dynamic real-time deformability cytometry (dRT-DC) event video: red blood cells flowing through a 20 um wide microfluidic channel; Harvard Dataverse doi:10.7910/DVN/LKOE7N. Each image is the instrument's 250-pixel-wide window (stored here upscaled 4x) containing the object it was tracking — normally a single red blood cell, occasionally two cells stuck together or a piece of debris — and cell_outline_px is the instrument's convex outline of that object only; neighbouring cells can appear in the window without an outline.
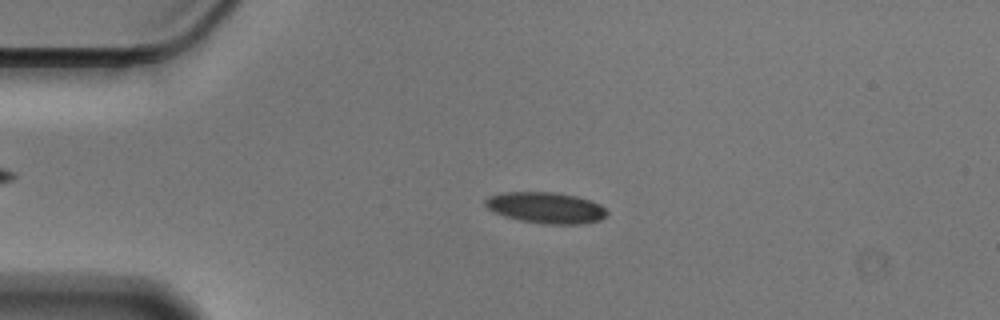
{"species": "Egyptian fruit bat (a non-hibernating species)", "species_latin": "Rousettus aegyptiacus", "temperature_condition": "cold", "stored_images_in_passage": 56, "camera_frame_rate_fps": 3000, "um_per_image_px": 0.085, "animal": {"sex": "male"}, "frame": {"image": 1, "passage_image": 12, "time_ms": 3.667, "image_size_px": [1000, 320], "cell_outline_px": [[608, 212], [600, 220], [580, 224], [544, 224], [520, 220], [504, 216], [488, 208], [484, 204], [484, 200], [488, 196], [504, 192], [556, 192], [576, 196], [600, 204]], "centroid_in_image_um": [46.38, 17.65], "position_along_channel_um": 38.6, "area_um2": 21.96}}
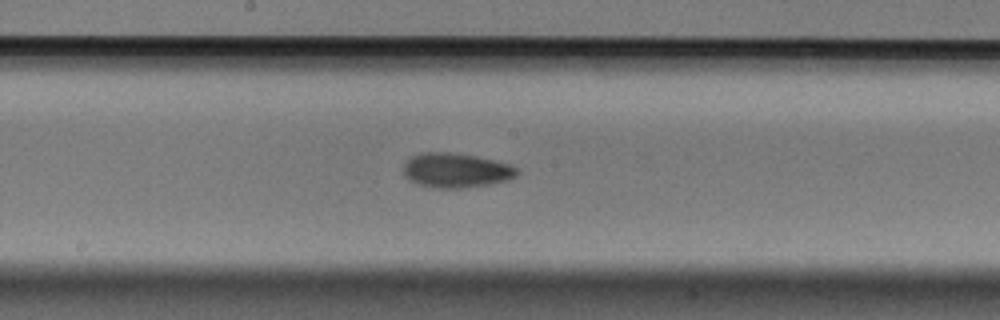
{"frame": {"image": 2, "passage_image": 29, "time_ms": 9.333, "image_size_px": [1000, 320], "cell_outline_px": [[520, 172], [516, 176], [508, 180], [492, 184], [460, 188], [432, 188], [420, 184], [404, 176], [404, 164], [412, 156], [420, 152], [448, 152], [476, 156], [496, 160], [508, 164], [516, 168]], "centroid_in_image_um": [38.78, 14.48], "position_along_channel_um": 209.4, "area_um2": 22.89}}
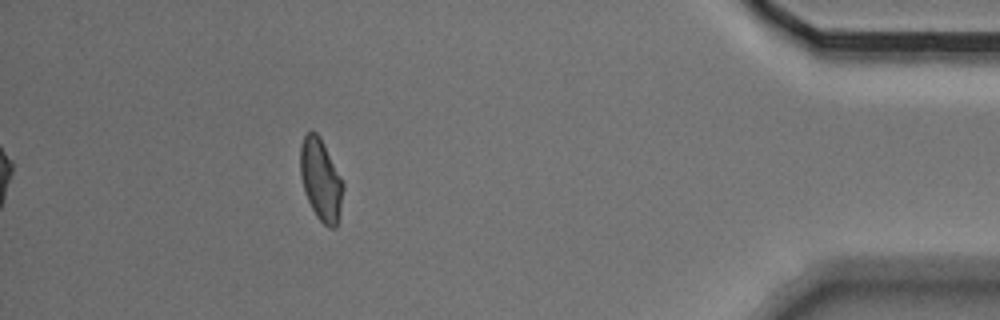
{"frame": {"image": 3, "passage_image": 50, "time_ms": 16.333, "image_size_px": [1000, 320], "cell_outline_px": [[344, 188], [336, 228], [328, 228], [316, 216], [304, 192], [300, 176], [300, 144], [304, 136], [308, 132], [316, 132], [320, 136], [344, 184]], "centroid_in_image_um": [27.25, 15.28], "position_along_channel_um": 407.9, "area_um2": 20.29}, "authors_computed_cell_mechanics": {"area_um2": 21.2704, "velocity_mm_per_s": 3.5485, "shape_relaxation_time_tau1_ms": 8.2345, "shape_relaxation_time_tau2_ms": 5.3999, "deformation_change_tau1": 0.1702, "deformation_change_tau2": 0.1006}}